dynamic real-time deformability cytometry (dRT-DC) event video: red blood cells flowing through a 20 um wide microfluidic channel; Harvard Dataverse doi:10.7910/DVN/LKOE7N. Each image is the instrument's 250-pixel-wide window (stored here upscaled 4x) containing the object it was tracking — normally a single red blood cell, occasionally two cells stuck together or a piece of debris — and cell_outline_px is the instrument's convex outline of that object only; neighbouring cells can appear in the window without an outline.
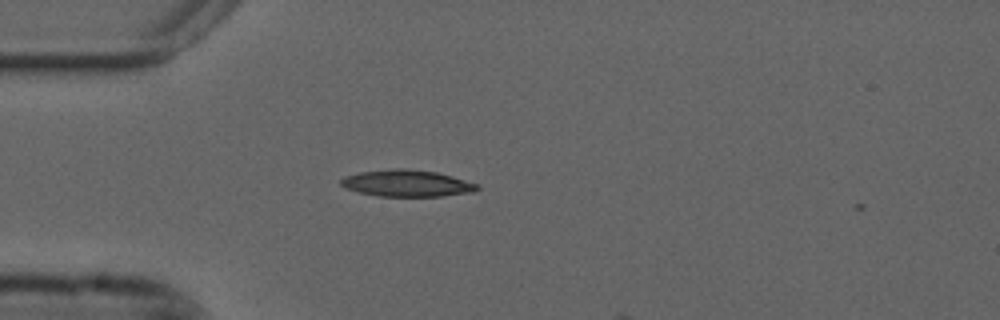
{"species": "common noctule bat (a hibernating species)", "species_latin": "Nyctalus noctula", "temperature_condition": "cold", "stored_images_in_passage": 3, "camera_frame_rate_fps": 3000, "um_per_image_px": 0.085, "animal": {"sex": "male", "forearm_length_mm": 52.5}, "frame": {"image": 1, "passage_image": 2, "time_ms": 0.333, "image_size_px": [1000, 320], "cell_outline_px": [[480, 188], [472, 192], [440, 196], [380, 196], [360, 192], [344, 188], [340, 184], [340, 180], [344, 176], [360, 172], [396, 168], [408, 168], [436, 172], [452, 176], [480, 184]], "centroid_in_image_um": [34.59, 15.57], "position_along_channel_um": 50.4, "area_um2": 21.21}}